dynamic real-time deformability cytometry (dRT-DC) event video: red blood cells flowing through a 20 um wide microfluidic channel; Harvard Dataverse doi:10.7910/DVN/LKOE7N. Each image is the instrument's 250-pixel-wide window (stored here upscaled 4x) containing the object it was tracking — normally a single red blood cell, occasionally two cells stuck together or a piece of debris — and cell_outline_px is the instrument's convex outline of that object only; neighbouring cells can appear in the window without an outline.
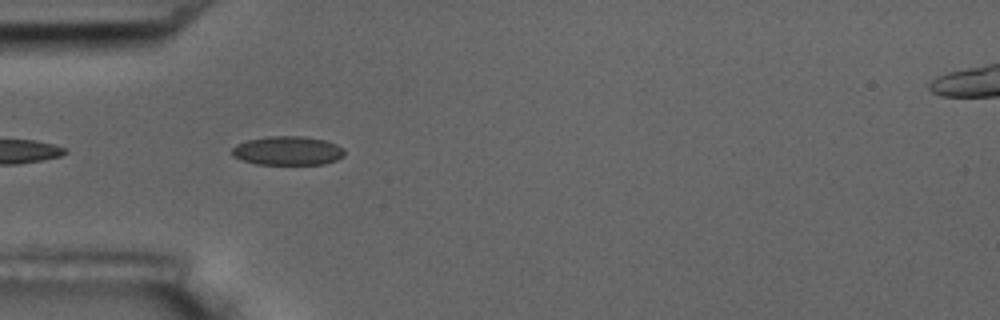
{"species": "common noctule bat (a hibernating species)", "species_latin": "Nyctalus noctula", "temperature_condition": "room temperature", "stored_images_in_passage": 6, "camera_frame_rate_fps": 3000, "um_per_image_px": 0.085, "animal": {"sex": "male", "body_mass_g": 17.5, "forearm_length_mm": 52.3}, "frame": {"image": 1, "passage_image": 1, "time_ms": 0.0, "image_size_px": [1000, 320], "cell_outline_px": [[344, 156], [336, 160], [324, 164], [256, 164], [240, 160], [232, 156], [232, 148], [236, 144], [248, 140], [268, 136], [304, 136], [324, 140], [336, 144], [344, 148]], "centroid_in_image_um": [24.44, 12.81], "position_along_channel_um": 60.6, "area_um2": 19.07}}
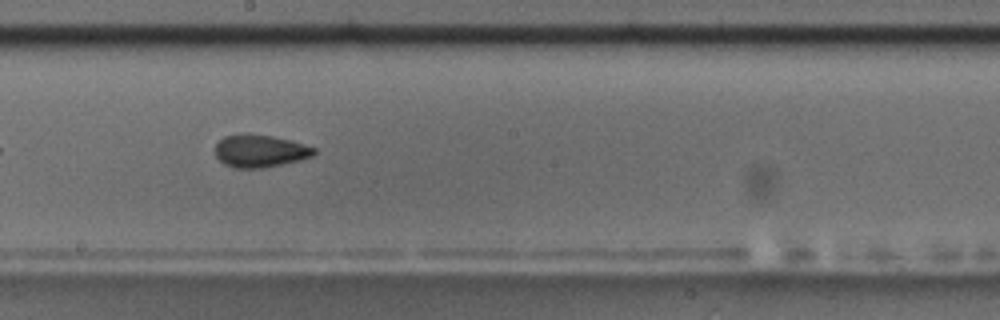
{"frame": {"image": 2, "passage_image": 5, "time_ms": 4.667, "image_size_px": [1000, 320], "cell_outline_px": [[316, 152], [312, 156], [300, 160], [260, 168], [236, 168], [224, 164], [216, 156], [216, 144], [224, 136], [244, 132], [272, 136], [292, 140], [316, 148]], "centroid_in_image_um": [22.1, 12.81], "position_along_channel_um": 226.1, "area_um2": 18.84}}
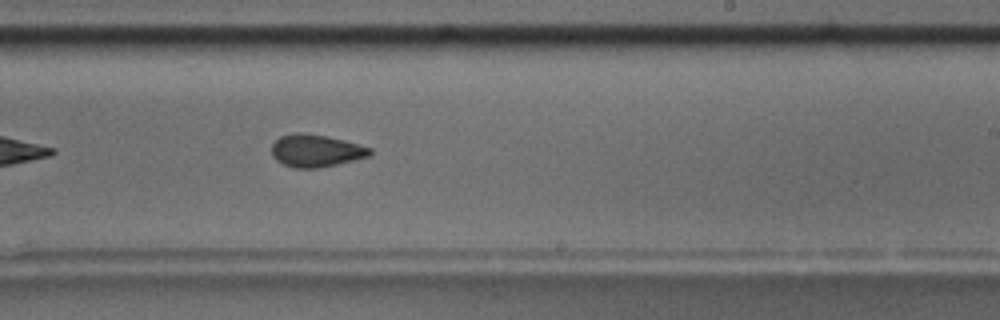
{"frame": {"image": 3, "passage_image": 6, "time_ms": 5.667, "image_size_px": [1000, 320], "cell_outline_px": [[372, 156], [320, 168], [292, 168], [276, 160], [272, 156], [272, 144], [280, 136], [296, 132], [300, 132], [324, 136], [372, 148]], "centroid_in_image_um": [26.84, 12.83], "position_along_channel_um": 262.2, "area_um2": 18.5}}